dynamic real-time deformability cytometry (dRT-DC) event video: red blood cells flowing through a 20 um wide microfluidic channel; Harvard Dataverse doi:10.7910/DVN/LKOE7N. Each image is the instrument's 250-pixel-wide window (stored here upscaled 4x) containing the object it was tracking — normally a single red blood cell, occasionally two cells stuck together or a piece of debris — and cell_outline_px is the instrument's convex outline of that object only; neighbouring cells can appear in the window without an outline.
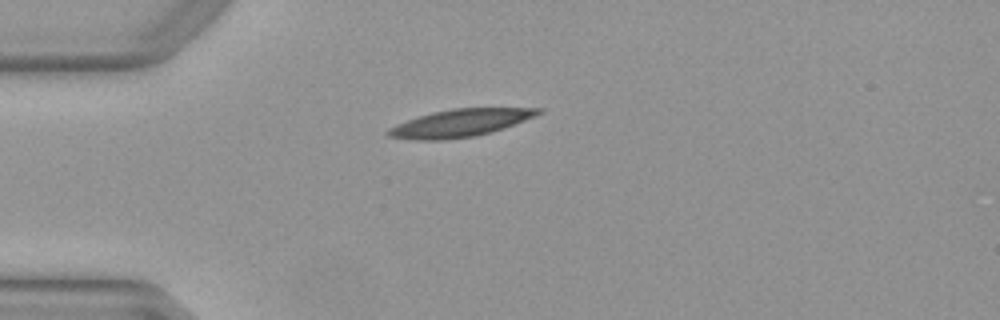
{"species": "Egyptian fruit bat (a non-hibernating species)", "species_latin": "Rousettus aegyptiacus", "temperature_condition": "warm", "stored_images_in_passage": 34, "camera_frame_rate_fps": 3000, "um_per_image_px": 0.085, "animal": {"sex": "female"}, "frame": {"image": 1, "passage_image": 1, "time_ms": 0.0, "image_size_px": [1000, 320], "cell_outline_px": [[544, 112], [512, 124], [488, 132], [472, 136], [440, 140], [416, 140], [388, 136], [384, 132], [388, 128], [396, 124], [432, 112], [452, 108], [544, 108]], "centroid_in_image_um": [39.05, 10.44], "position_along_channel_um": 46.0, "area_um2": 23.52}}
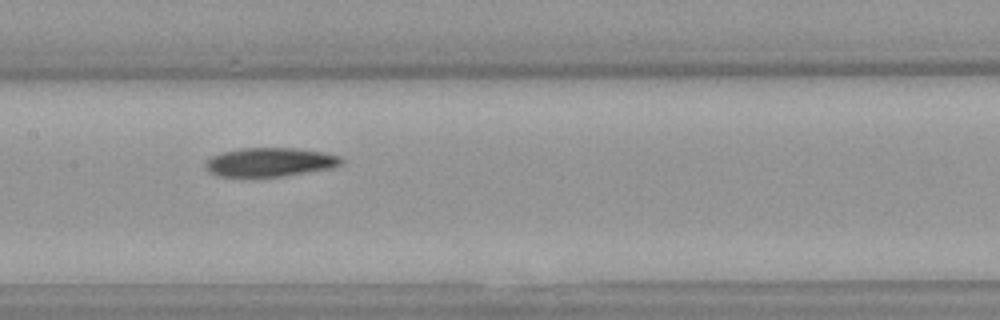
{"frame": {"image": 2, "passage_image": 13, "time_ms": 4.0, "image_size_px": [1000, 320], "cell_outline_px": [[344, 160], [340, 164], [332, 168], [280, 176], [252, 180], [244, 180], [216, 176], [208, 172], [204, 164], [212, 156], [224, 152], [240, 148], [292, 148], [324, 152], [340, 156]], "centroid_in_image_um": [22.85, 13.83], "position_along_channel_um": 184.5, "area_um2": 23.64}}
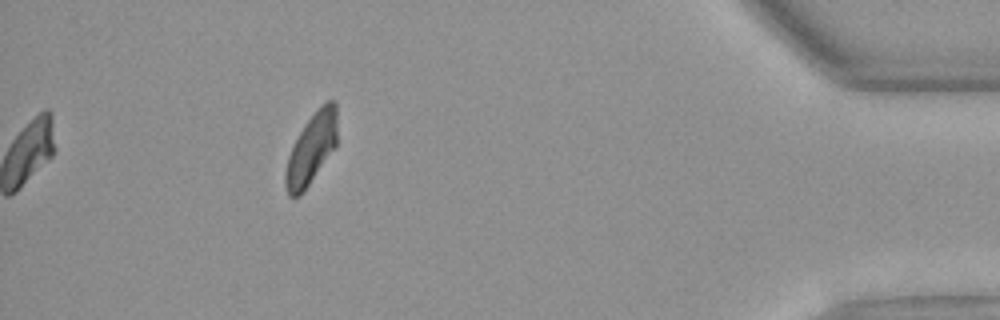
{"frame": {"image": 3, "passage_image": 34, "time_ms": 11.0, "image_size_px": [1000, 320], "cell_outline_px": [[336, 144], [300, 196], [288, 196], [284, 184], [284, 176], [288, 156], [304, 124], [316, 108], [324, 100], [332, 100], [336, 104]], "centroid_in_image_um": [26.44, 12.6], "position_along_channel_um": 408.8, "area_um2": 20.92}, "authors_computed_cell_mechanics": {"area_um2": 23.3223, "velocity_mm_per_s": 3.9881, "shape_relaxation_time_tau1_ms": 5.6487, "shape_relaxation_time_tau2_ms": 8.3556, "deformation_change_tau1": 0.1875, "deformation_change_tau2": 0.173}}